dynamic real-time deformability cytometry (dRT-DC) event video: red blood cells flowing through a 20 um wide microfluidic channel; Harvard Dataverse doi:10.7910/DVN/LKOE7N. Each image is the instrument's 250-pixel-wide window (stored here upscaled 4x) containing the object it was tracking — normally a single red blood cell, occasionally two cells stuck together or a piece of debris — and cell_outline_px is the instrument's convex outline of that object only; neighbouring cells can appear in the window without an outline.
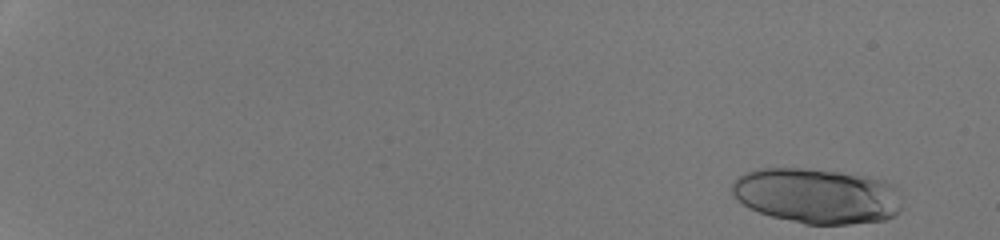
{"species": "human", "species_latin": "Homo sapiens", "temperature_condition": "room temperature", "stored_images_in_passage": 21, "camera_frame_rate_fps": 3000, "um_per_image_px": 0.085, "donor": {"sex": "male"}, "frame": {"image": 1, "passage_image": 1, "time_ms": 0.0, "image_size_px": [1000, 240], "cell_outline_px": [[900, 208], [892, 216], [884, 220], [848, 224], [804, 224], [772, 216], [760, 212], [744, 204], [732, 192], [732, 184], [744, 172], [760, 168], [808, 168], [840, 172], [868, 176], [884, 180], [892, 184], [896, 188], [900, 204]], "centroid_in_image_um": [69.45, 16.63], "position_along_channel_um": 15.6, "area_um2": 54.45}}
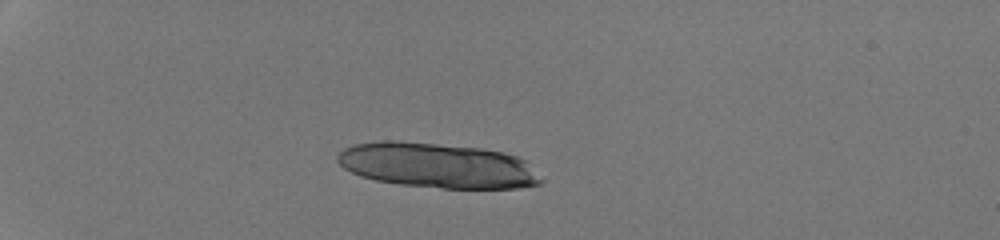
{"frame": {"image": 2, "passage_image": 14, "time_ms": 4.333, "image_size_px": [1000, 240], "cell_outline_px": [[544, 180], [540, 184], [516, 188], [440, 188], [400, 184], [376, 180], [360, 176], [344, 168], [336, 160], [336, 156], [344, 148], [356, 144], [384, 140], [388, 140], [436, 144], [480, 148], [504, 152], [516, 156], [524, 160]], "centroid_in_image_um": [37.17, 14.07], "position_along_channel_um": 47.8, "area_um2": 53.06}}